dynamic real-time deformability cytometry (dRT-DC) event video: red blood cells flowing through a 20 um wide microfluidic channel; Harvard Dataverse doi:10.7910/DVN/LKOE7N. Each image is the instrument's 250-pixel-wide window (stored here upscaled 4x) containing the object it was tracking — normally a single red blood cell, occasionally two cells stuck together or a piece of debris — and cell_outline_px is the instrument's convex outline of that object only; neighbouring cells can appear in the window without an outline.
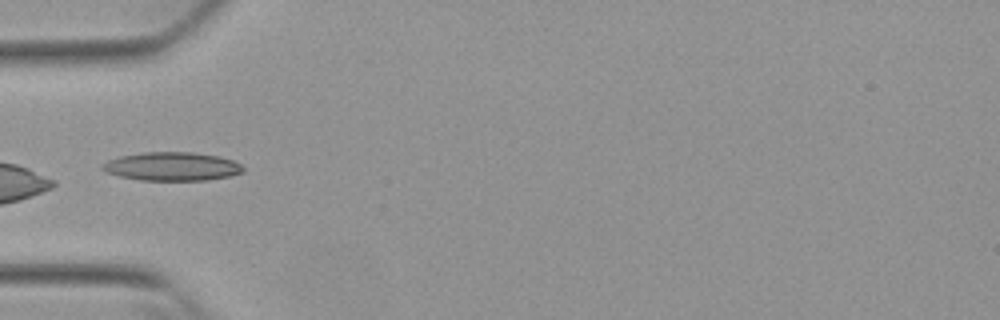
{"species": "Egyptian fruit bat (a non-hibernating species)", "species_latin": "Rousettus aegyptiacus", "temperature_condition": "warm", "stored_images_in_passage": 32, "camera_frame_rate_fps": 3000, "um_per_image_px": 0.085, "animal": {"sex": "female"}, "frame": {"image": 1, "passage_image": 1, "time_ms": 0.0, "image_size_px": [1000, 320], "cell_outline_px": [[244, 172], [228, 176], [208, 180], [140, 180], [120, 176], [104, 172], [100, 168], [100, 164], [108, 160], [120, 156], [144, 152], [192, 152], [220, 156], [232, 160], [240, 164], [244, 168]], "centroid_in_image_um": [14.59, 14.14], "position_along_channel_um": 70.4, "area_um2": 23.52}}